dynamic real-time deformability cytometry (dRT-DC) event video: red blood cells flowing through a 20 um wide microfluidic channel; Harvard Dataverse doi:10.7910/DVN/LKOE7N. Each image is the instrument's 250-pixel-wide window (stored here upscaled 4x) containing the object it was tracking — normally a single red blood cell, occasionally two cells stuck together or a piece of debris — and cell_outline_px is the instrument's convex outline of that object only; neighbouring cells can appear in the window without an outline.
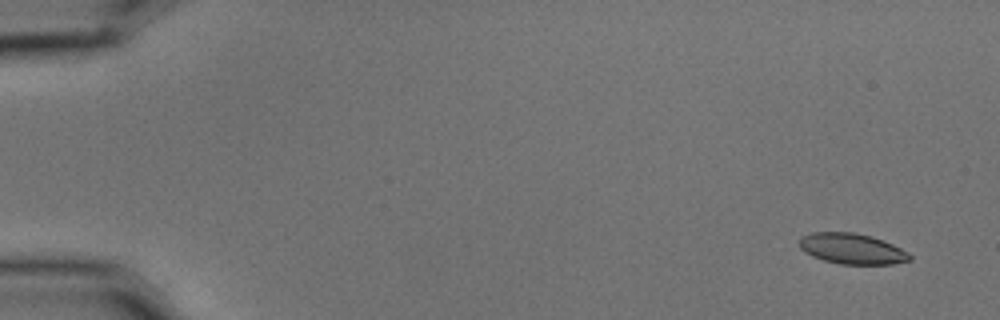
{"species": "common noctule bat (a hibernating species)", "species_latin": "Nyctalus noctula", "temperature_condition": "cold", "stored_images_in_passage": 4, "camera_frame_rate_fps": 3000, "um_per_image_px": 0.085, "animal": {"sex": "male", "body_mass_g": 15.6}, "frame": {"image": 1, "passage_image": 1, "time_ms": 0.0, "image_size_px": [1000, 320], "cell_outline_px": [[912, 260], [892, 264], [840, 264], [824, 260], [812, 256], [804, 252], [800, 248], [800, 236], [812, 232], [852, 232], [872, 236], [892, 244], [908, 252], [912, 256]], "centroid_in_image_um": [72.41, 21.14], "position_along_channel_um": 12.6, "area_um2": 19.77}}
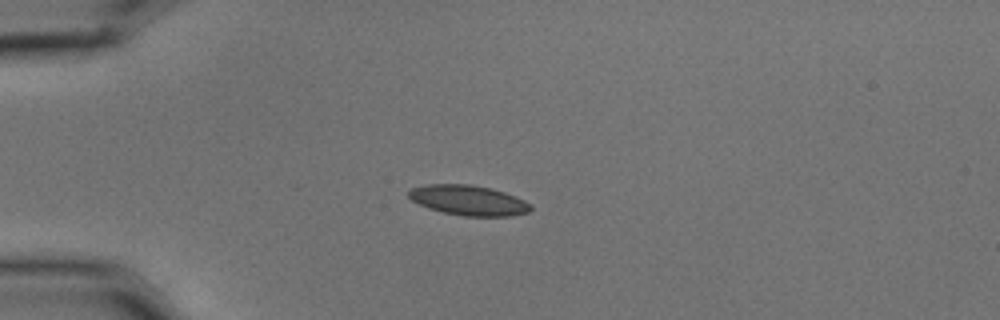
{"frame": {"image": 2, "passage_image": 4, "time_ms": 1.0, "image_size_px": [1000, 320], "cell_outline_px": [[532, 208], [528, 212], [512, 216], [464, 216], [444, 212], [428, 208], [412, 200], [408, 196], [408, 192], [412, 188], [428, 184], [472, 184], [492, 188], [504, 192], [524, 200], [532, 204]], "centroid_in_image_um": [39.84, 17.02], "position_along_channel_um": 45.2, "area_um2": 21.39}}